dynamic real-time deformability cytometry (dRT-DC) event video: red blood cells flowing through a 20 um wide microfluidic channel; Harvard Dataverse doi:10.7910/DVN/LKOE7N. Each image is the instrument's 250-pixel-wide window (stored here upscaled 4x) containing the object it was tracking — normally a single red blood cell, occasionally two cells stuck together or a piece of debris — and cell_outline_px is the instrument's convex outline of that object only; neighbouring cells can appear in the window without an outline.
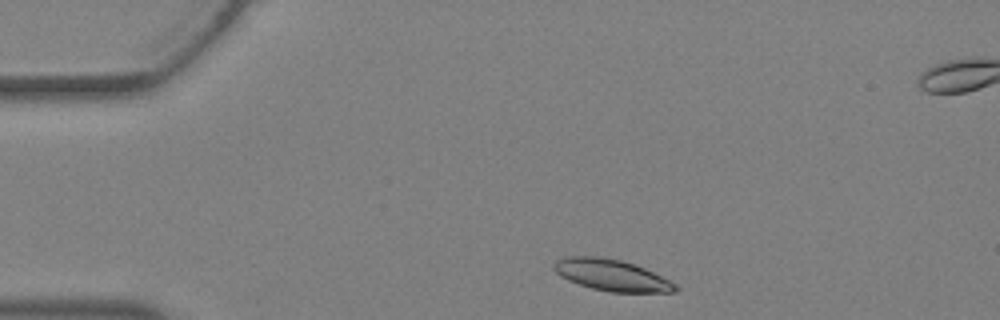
{"species": "Egyptian fruit bat (a non-hibernating species)", "species_latin": "Rousettus aegyptiacus", "temperature_condition": "warm", "stored_images_in_passage": 24, "camera_frame_rate_fps": 3000, "um_per_image_px": 0.085, "animal": {"sex": "female"}, "frame": {"image": 1, "passage_image": 1, "time_ms": 0.0, "image_size_px": [1000, 320], "cell_outline_px": [[680, 288], [676, 292], [608, 292], [592, 288], [568, 280], [560, 276], [552, 268], [552, 264], [556, 260], [568, 256], [596, 256], [620, 260], [636, 264], [676, 284]], "centroid_in_image_um": [51.97, 23.38], "position_along_channel_um": 33.0, "area_um2": 22.2}}
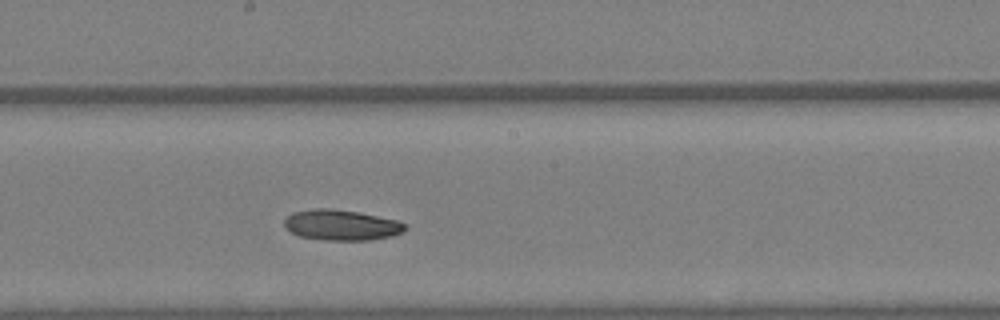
{"frame": {"image": 2, "passage_image": 14, "time_ms": 4.333, "image_size_px": [1000, 320], "cell_outline_px": [[404, 232], [392, 236], [368, 240], [324, 240], [300, 236], [284, 228], [284, 220], [292, 212], [316, 208], [332, 208], [356, 212], [396, 220], [404, 224]], "centroid_in_image_um": [28.97, 19.13], "position_along_channel_um": 219.2, "area_um2": 21.33}}
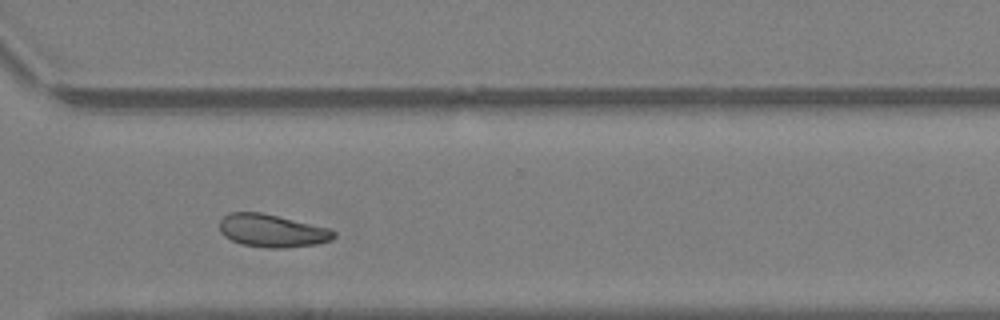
{"frame": {"image": 3, "passage_image": 21, "time_ms": 6.667, "image_size_px": [1000, 320], "cell_outline_px": [[336, 236], [332, 240], [316, 244], [284, 248], [264, 248], [244, 244], [232, 240], [224, 236], [220, 232], [220, 220], [228, 212], [260, 212], [332, 228], [336, 232]], "centroid_in_image_um": [23.16, 19.61], "position_along_channel_um": 347.4, "area_um2": 22.02}}